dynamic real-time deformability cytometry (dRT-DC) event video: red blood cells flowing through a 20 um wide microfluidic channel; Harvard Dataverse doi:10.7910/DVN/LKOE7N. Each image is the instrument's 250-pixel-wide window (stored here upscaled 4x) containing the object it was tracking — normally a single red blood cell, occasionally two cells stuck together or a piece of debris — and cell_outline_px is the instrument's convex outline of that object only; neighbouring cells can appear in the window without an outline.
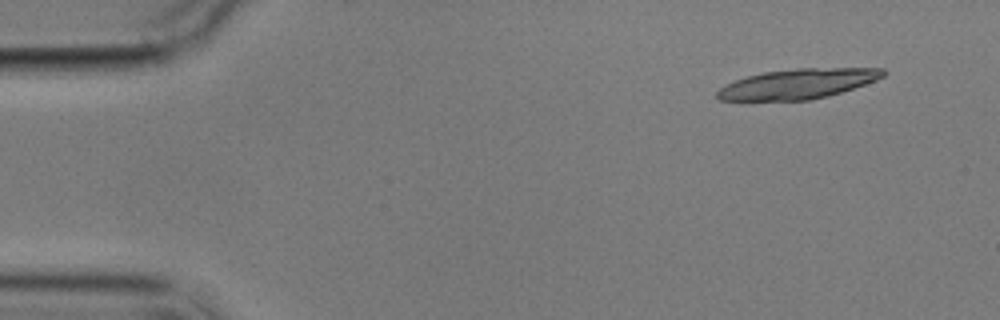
{"species": "common noctule bat (a hibernating species)", "species_latin": "Nyctalus noctula", "temperature_condition": "cold", "stored_images_in_passage": 10, "segment_of_instrument_passage": [1, 3], "camera_frame_rate_fps": 3000, "um_per_image_px": 0.085, "animal": {"sex": "male", "body_mass_g": 17.9}, "frame": {"image": 1, "passage_image": 1, "time_ms": 0.0, "image_size_px": [1000, 320], "cell_outline_px": [[888, 72], [884, 76], [876, 80], [828, 96], [808, 100], [720, 100], [716, 96], [716, 92], [724, 84], [748, 76], [764, 72], [800, 68], [884, 68]], "centroid_in_image_um": [67.82, 7.12], "position_along_channel_um": 17.2, "area_um2": 28.73}}